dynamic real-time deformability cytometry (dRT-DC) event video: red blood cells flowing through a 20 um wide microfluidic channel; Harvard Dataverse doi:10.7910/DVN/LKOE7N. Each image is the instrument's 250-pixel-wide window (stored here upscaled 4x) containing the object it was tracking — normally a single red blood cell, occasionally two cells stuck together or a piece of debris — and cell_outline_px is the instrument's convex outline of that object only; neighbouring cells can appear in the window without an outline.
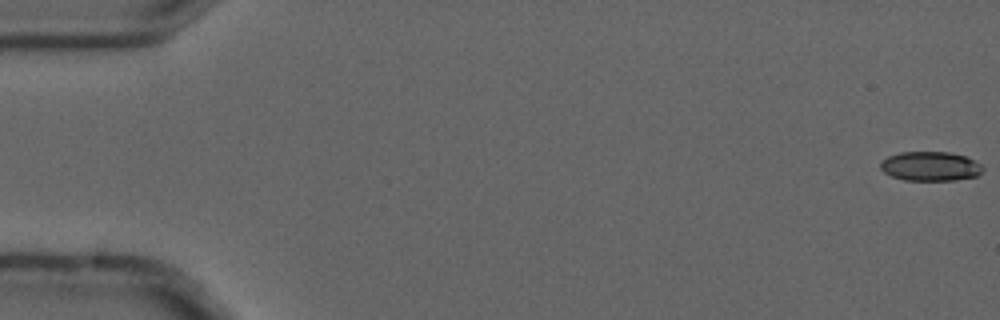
{"species": "common noctule bat (a hibernating species)", "species_latin": "Nyctalus noctula", "temperature_condition": "cold", "stored_images_in_passage": 5, "camera_frame_rate_fps": 3000, "um_per_image_px": 0.085, "animal": {"sex": "male", "forearm_length_mm": 52.5}, "frame": {"image": 1, "passage_image": 1, "time_ms": 0.0, "image_size_px": [1000, 320], "cell_outline_px": [[984, 168], [976, 176], [956, 180], [904, 180], [892, 176], [884, 172], [880, 168], [880, 164], [888, 156], [900, 152], [948, 152], [964, 156], [980, 164]], "centroid_in_image_um": [79.06, 14.13], "position_along_channel_um": 5.9, "area_um2": 17.28}}
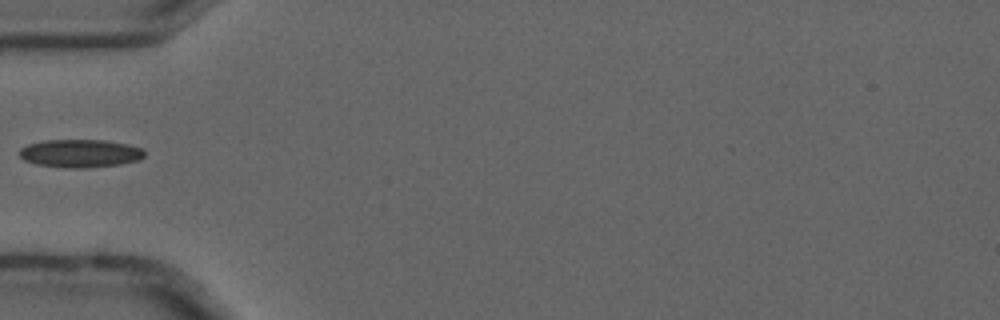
{"frame": {"image": 2, "passage_image": 5, "time_ms": 1.333, "image_size_px": [1000, 320], "cell_outline_px": [[144, 156], [140, 160], [120, 164], [84, 168], [64, 168], [36, 164], [24, 160], [20, 156], [20, 148], [28, 144], [44, 140], [104, 140], [128, 144], [140, 148], [144, 152]], "centroid_in_image_um": [6.8, 13.04], "position_along_channel_um": 78.2, "area_um2": 20.46}}